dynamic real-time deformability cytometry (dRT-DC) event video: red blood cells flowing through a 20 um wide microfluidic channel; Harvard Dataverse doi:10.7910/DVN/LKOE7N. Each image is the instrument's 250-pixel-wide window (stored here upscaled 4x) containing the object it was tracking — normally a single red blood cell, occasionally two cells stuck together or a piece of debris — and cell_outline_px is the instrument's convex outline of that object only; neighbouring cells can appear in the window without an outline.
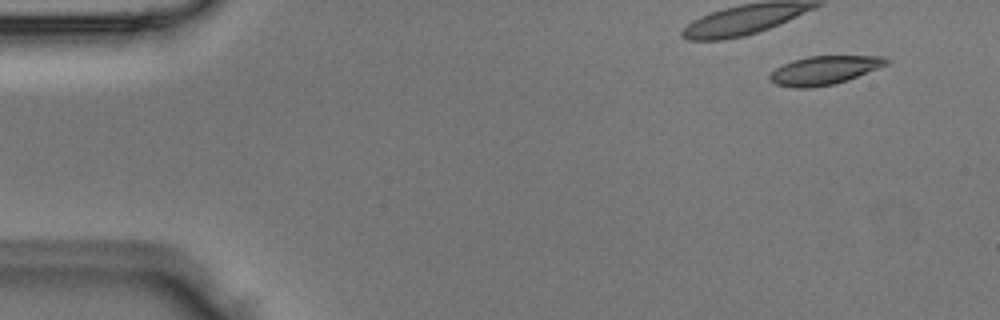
{"species": "Egyptian fruit bat (a non-hibernating species)", "species_latin": "Rousettus aegyptiacus", "temperature_condition": "room temperature", "stored_images_in_passage": 3, "camera_frame_rate_fps": 3000, "um_per_image_px": 0.085, "animal": {"sex": "male"}, "frame": {"image": 1, "passage_image": 1, "time_ms": 0.0, "image_size_px": [1000, 320], "cell_outline_px": [[888, 64], [848, 80], [836, 84], [808, 88], [792, 88], [776, 84], [768, 76], [776, 68], [792, 60], [808, 56], [884, 56], [888, 60]], "centroid_in_image_um": [70.06, 5.97], "position_along_channel_um": 14.9, "area_um2": 19.36}}